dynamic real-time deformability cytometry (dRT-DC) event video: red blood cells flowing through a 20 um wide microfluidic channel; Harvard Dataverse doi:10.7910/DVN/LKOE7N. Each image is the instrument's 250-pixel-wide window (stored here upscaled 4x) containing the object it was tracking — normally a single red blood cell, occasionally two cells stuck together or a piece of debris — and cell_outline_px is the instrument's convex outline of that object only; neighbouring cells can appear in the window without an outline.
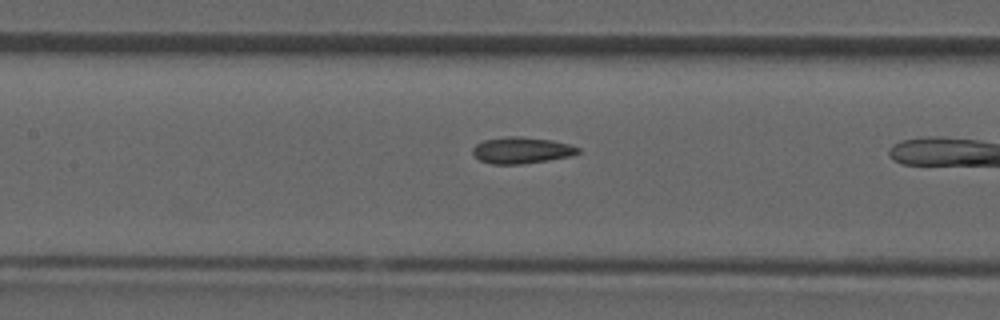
{"species": "common noctule bat (a hibernating species)", "species_latin": "Nyctalus noctula", "temperature_condition": "room temperature", "stored_images_in_passage": 15, "camera_frame_rate_fps": 3000, "um_per_image_px": 0.085, "animal": {"sex": "male", "forearm_length_mm": 52.5}, "frame": {"image": 1, "passage_image": 7, "time_ms": 2.0, "image_size_px": [1000, 320], "cell_outline_px": [[580, 152], [572, 156], [524, 164], [492, 164], [480, 160], [472, 152], [472, 148], [476, 144], [484, 140], [508, 136], [520, 136], [552, 140], [568, 144], [580, 148]], "centroid_in_image_um": [44.34, 12.77], "position_along_channel_um": 163.1, "area_um2": 16.24}}